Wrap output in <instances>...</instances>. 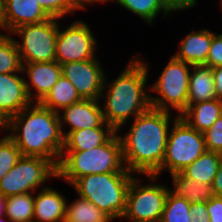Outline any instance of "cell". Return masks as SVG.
I'll return each instance as SVG.
<instances>
[{
	"instance_id": "cell-29",
	"label": "cell",
	"mask_w": 222,
	"mask_h": 222,
	"mask_svg": "<svg viewBox=\"0 0 222 222\" xmlns=\"http://www.w3.org/2000/svg\"><path fill=\"white\" fill-rule=\"evenodd\" d=\"M190 206L185 198L169 191L160 222H191Z\"/></svg>"
},
{
	"instance_id": "cell-23",
	"label": "cell",
	"mask_w": 222,
	"mask_h": 222,
	"mask_svg": "<svg viewBox=\"0 0 222 222\" xmlns=\"http://www.w3.org/2000/svg\"><path fill=\"white\" fill-rule=\"evenodd\" d=\"M81 100L82 98L77 93L73 84L62 75L39 104L52 111L61 113L60 110L63 108Z\"/></svg>"
},
{
	"instance_id": "cell-3",
	"label": "cell",
	"mask_w": 222,
	"mask_h": 222,
	"mask_svg": "<svg viewBox=\"0 0 222 222\" xmlns=\"http://www.w3.org/2000/svg\"><path fill=\"white\" fill-rule=\"evenodd\" d=\"M138 58H132L127 67L110 84L106 76L104 78L100 96L101 99L105 98L103 117L104 121L116 131L128 122L130 116L135 119L151 108L150 94L145 90L149 65L142 58Z\"/></svg>"
},
{
	"instance_id": "cell-15",
	"label": "cell",
	"mask_w": 222,
	"mask_h": 222,
	"mask_svg": "<svg viewBox=\"0 0 222 222\" xmlns=\"http://www.w3.org/2000/svg\"><path fill=\"white\" fill-rule=\"evenodd\" d=\"M22 71V73L28 74L30 79L31 83L25 79V85L28 96L33 103L34 101L39 103L62 76L61 65L56 61L22 64ZM32 88L35 89L36 95L31 93Z\"/></svg>"
},
{
	"instance_id": "cell-36",
	"label": "cell",
	"mask_w": 222,
	"mask_h": 222,
	"mask_svg": "<svg viewBox=\"0 0 222 222\" xmlns=\"http://www.w3.org/2000/svg\"><path fill=\"white\" fill-rule=\"evenodd\" d=\"M191 222H210L207 202H199L190 206Z\"/></svg>"
},
{
	"instance_id": "cell-17",
	"label": "cell",
	"mask_w": 222,
	"mask_h": 222,
	"mask_svg": "<svg viewBox=\"0 0 222 222\" xmlns=\"http://www.w3.org/2000/svg\"><path fill=\"white\" fill-rule=\"evenodd\" d=\"M36 196H34V221L64 222L67 199L62 194L42 185L41 192Z\"/></svg>"
},
{
	"instance_id": "cell-41",
	"label": "cell",
	"mask_w": 222,
	"mask_h": 222,
	"mask_svg": "<svg viewBox=\"0 0 222 222\" xmlns=\"http://www.w3.org/2000/svg\"><path fill=\"white\" fill-rule=\"evenodd\" d=\"M6 214V197L0 194V217H5Z\"/></svg>"
},
{
	"instance_id": "cell-37",
	"label": "cell",
	"mask_w": 222,
	"mask_h": 222,
	"mask_svg": "<svg viewBox=\"0 0 222 222\" xmlns=\"http://www.w3.org/2000/svg\"><path fill=\"white\" fill-rule=\"evenodd\" d=\"M214 196L222 197V156L218 166V172L211 185Z\"/></svg>"
},
{
	"instance_id": "cell-1",
	"label": "cell",
	"mask_w": 222,
	"mask_h": 222,
	"mask_svg": "<svg viewBox=\"0 0 222 222\" xmlns=\"http://www.w3.org/2000/svg\"><path fill=\"white\" fill-rule=\"evenodd\" d=\"M170 112L149 108L138 115L123 137V162L128 171L155 175L163 163L170 128Z\"/></svg>"
},
{
	"instance_id": "cell-16",
	"label": "cell",
	"mask_w": 222,
	"mask_h": 222,
	"mask_svg": "<svg viewBox=\"0 0 222 222\" xmlns=\"http://www.w3.org/2000/svg\"><path fill=\"white\" fill-rule=\"evenodd\" d=\"M5 31L9 34L17 27L41 23L51 17L37 0H5Z\"/></svg>"
},
{
	"instance_id": "cell-26",
	"label": "cell",
	"mask_w": 222,
	"mask_h": 222,
	"mask_svg": "<svg viewBox=\"0 0 222 222\" xmlns=\"http://www.w3.org/2000/svg\"><path fill=\"white\" fill-rule=\"evenodd\" d=\"M33 192L6 197L7 222H27L34 219Z\"/></svg>"
},
{
	"instance_id": "cell-22",
	"label": "cell",
	"mask_w": 222,
	"mask_h": 222,
	"mask_svg": "<svg viewBox=\"0 0 222 222\" xmlns=\"http://www.w3.org/2000/svg\"><path fill=\"white\" fill-rule=\"evenodd\" d=\"M171 176L173 188L169 191L177 197L185 198L190 204L207 202L214 196L211 185L187 178L181 172Z\"/></svg>"
},
{
	"instance_id": "cell-9",
	"label": "cell",
	"mask_w": 222,
	"mask_h": 222,
	"mask_svg": "<svg viewBox=\"0 0 222 222\" xmlns=\"http://www.w3.org/2000/svg\"><path fill=\"white\" fill-rule=\"evenodd\" d=\"M58 20L51 17L41 23L17 27L9 33L22 38L21 43L15 40L22 64L55 61Z\"/></svg>"
},
{
	"instance_id": "cell-31",
	"label": "cell",
	"mask_w": 222,
	"mask_h": 222,
	"mask_svg": "<svg viewBox=\"0 0 222 222\" xmlns=\"http://www.w3.org/2000/svg\"><path fill=\"white\" fill-rule=\"evenodd\" d=\"M43 10L52 18L61 19L69 13L74 14L75 9L73 8L70 0H37Z\"/></svg>"
},
{
	"instance_id": "cell-6",
	"label": "cell",
	"mask_w": 222,
	"mask_h": 222,
	"mask_svg": "<svg viewBox=\"0 0 222 222\" xmlns=\"http://www.w3.org/2000/svg\"><path fill=\"white\" fill-rule=\"evenodd\" d=\"M171 121L173 128L171 127L168 133L160 170L155 175H147L153 183L157 181L161 172L165 170L170 174L181 172L206 151L203 133L190 127L179 116Z\"/></svg>"
},
{
	"instance_id": "cell-12",
	"label": "cell",
	"mask_w": 222,
	"mask_h": 222,
	"mask_svg": "<svg viewBox=\"0 0 222 222\" xmlns=\"http://www.w3.org/2000/svg\"><path fill=\"white\" fill-rule=\"evenodd\" d=\"M97 58L67 62L61 65L62 75L69 80L82 99L100 100L104 85V69Z\"/></svg>"
},
{
	"instance_id": "cell-13",
	"label": "cell",
	"mask_w": 222,
	"mask_h": 222,
	"mask_svg": "<svg viewBox=\"0 0 222 222\" xmlns=\"http://www.w3.org/2000/svg\"><path fill=\"white\" fill-rule=\"evenodd\" d=\"M18 73L0 74V120L6 123L33 103L26 90V78Z\"/></svg>"
},
{
	"instance_id": "cell-28",
	"label": "cell",
	"mask_w": 222,
	"mask_h": 222,
	"mask_svg": "<svg viewBox=\"0 0 222 222\" xmlns=\"http://www.w3.org/2000/svg\"><path fill=\"white\" fill-rule=\"evenodd\" d=\"M116 2L125 10L127 9L144 19L149 25L153 24L161 11L165 16L169 14L159 0H116Z\"/></svg>"
},
{
	"instance_id": "cell-30",
	"label": "cell",
	"mask_w": 222,
	"mask_h": 222,
	"mask_svg": "<svg viewBox=\"0 0 222 222\" xmlns=\"http://www.w3.org/2000/svg\"><path fill=\"white\" fill-rule=\"evenodd\" d=\"M21 157V151L8 135L0 138V180Z\"/></svg>"
},
{
	"instance_id": "cell-32",
	"label": "cell",
	"mask_w": 222,
	"mask_h": 222,
	"mask_svg": "<svg viewBox=\"0 0 222 222\" xmlns=\"http://www.w3.org/2000/svg\"><path fill=\"white\" fill-rule=\"evenodd\" d=\"M203 136L207 151H213L222 154V115L208 130L203 132Z\"/></svg>"
},
{
	"instance_id": "cell-19",
	"label": "cell",
	"mask_w": 222,
	"mask_h": 222,
	"mask_svg": "<svg viewBox=\"0 0 222 222\" xmlns=\"http://www.w3.org/2000/svg\"><path fill=\"white\" fill-rule=\"evenodd\" d=\"M222 115V100L216 98L191 104L179 116L190 127L200 133L208 130L213 123Z\"/></svg>"
},
{
	"instance_id": "cell-24",
	"label": "cell",
	"mask_w": 222,
	"mask_h": 222,
	"mask_svg": "<svg viewBox=\"0 0 222 222\" xmlns=\"http://www.w3.org/2000/svg\"><path fill=\"white\" fill-rule=\"evenodd\" d=\"M221 156V153L206 150L192 164L183 169L181 173L187 178L212 185L218 172Z\"/></svg>"
},
{
	"instance_id": "cell-14",
	"label": "cell",
	"mask_w": 222,
	"mask_h": 222,
	"mask_svg": "<svg viewBox=\"0 0 222 222\" xmlns=\"http://www.w3.org/2000/svg\"><path fill=\"white\" fill-rule=\"evenodd\" d=\"M100 100L82 99L68 107L63 108L59 113L62 134L65 137L68 133L76 130L90 129L93 127H112L104 121L102 105ZM63 123H68L69 131L64 132Z\"/></svg>"
},
{
	"instance_id": "cell-10",
	"label": "cell",
	"mask_w": 222,
	"mask_h": 222,
	"mask_svg": "<svg viewBox=\"0 0 222 222\" xmlns=\"http://www.w3.org/2000/svg\"><path fill=\"white\" fill-rule=\"evenodd\" d=\"M169 190L157 183L142 185L140 179L133 177L122 217L129 219V222H160Z\"/></svg>"
},
{
	"instance_id": "cell-39",
	"label": "cell",
	"mask_w": 222,
	"mask_h": 222,
	"mask_svg": "<svg viewBox=\"0 0 222 222\" xmlns=\"http://www.w3.org/2000/svg\"><path fill=\"white\" fill-rule=\"evenodd\" d=\"M107 1H113V0H70L71 4L75 10L85 9V6H87L86 4H94V2L103 3V2H107Z\"/></svg>"
},
{
	"instance_id": "cell-20",
	"label": "cell",
	"mask_w": 222,
	"mask_h": 222,
	"mask_svg": "<svg viewBox=\"0 0 222 222\" xmlns=\"http://www.w3.org/2000/svg\"><path fill=\"white\" fill-rule=\"evenodd\" d=\"M117 131L113 127L76 130L64 137L62 151H86L106 143Z\"/></svg>"
},
{
	"instance_id": "cell-42",
	"label": "cell",
	"mask_w": 222,
	"mask_h": 222,
	"mask_svg": "<svg viewBox=\"0 0 222 222\" xmlns=\"http://www.w3.org/2000/svg\"><path fill=\"white\" fill-rule=\"evenodd\" d=\"M3 218H7V217H6V216H5V217H0V222H1V221H4V219H3ZM1 219H2V220H1Z\"/></svg>"
},
{
	"instance_id": "cell-38",
	"label": "cell",
	"mask_w": 222,
	"mask_h": 222,
	"mask_svg": "<svg viewBox=\"0 0 222 222\" xmlns=\"http://www.w3.org/2000/svg\"><path fill=\"white\" fill-rule=\"evenodd\" d=\"M217 98L222 100V66L212 68Z\"/></svg>"
},
{
	"instance_id": "cell-21",
	"label": "cell",
	"mask_w": 222,
	"mask_h": 222,
	"mask_svg": "<svg viewBox=\"0 0 222 222\" xmlns=\"http://www.w3.org/2000/svg\"><path fill=\"white\" fill-rule=\"evenodd\" d=\"M217 98L212 68L192 65L188 86V106Z\"/></svg>"
},
{
	"instance_id": "cell-18",
	"label": "cell",
	"mask_w": 222,
	"mask_h": 222,
	"mask_svg": "<svg viewBox=\"0 0 222 222\" xmlns=\"http://www.w3.org/2000/svg\"><path fill=\"white\" fill-rule=\"evenodd\" d=\"M211 42V31L207 29L191 31L182 39L179 50L173 56L190 65H205Z\"/></svg>"
},
{
	"instance_id": "cell-34",
	"label": "cell",
	"mask_w": 222,
	"mask_h": 222,
	"mask_svg": "<svg viewBox=\"0 0 222 222\" xmlns=\"http://www.w3.org/2000/svg\"><path fill=\"white\" fill-rule=\"evenodd\" d=\"M207 212L210 222H222V197L213 196L207 201Z\"/></svg>"
},
{
	"instance_id": "cell-8",
	"label": "cell",
	"mask_w": 222,
	"mask_h": 222,
	"mask_svg": "<svg viewBox=\"0 0 222 222\" xmlns=\"http://www.w3.org/2000/svg\"><path fill=\"white\" fill-rule=\"evenodd\" d=\"M50 177H58V168L46 158L22 156L0 180V194L4 197L37 191Z\"/></svg>"
},
{
	"instance_id": "cell-40",
	"label": "cell",
	"mask_w": 222,
	"mask_h": 222,
	"mask_svg": "<svg viewBox=\"0 0 222 222\" xmlns=\"http://www.w3.org/2000/svg\"><path fill=\"white\" fill-rule=\"evenodd\" d=\"M5 0H0V29L5 30Z\"/></svg>"
},
{
	"instance_id": "cell-33",
	"label": "cell",
	"mask_w": 222,
	"mask_h": 222,
	"mask_svg": "<svg viewBox=\"0 0 222 222\" xmlns=\"http://www.w3.org/2000/svg\"><path fill=\"white\" fill-rule=\"evenodd\" d=\"M205 66L211 68L222 66V34L212 32V42Z\"/></svg>"
},
{
	"instance_id": "cell-11",
	"label": "cell",
	"mask_w": 222,
	"mask_h": 222,
	"mask_svg": "<svg viewBox=\"0 0 222 222\" xmlns=\"http://www.w3.org/2000/svg\"><path fill=\"white\" fill-rule=\"evenodd\" d=\"M56 40L55 61L60 65L96 58L97 40L90 27L81 20L75 21L65 30H60Z\"/></svg>"
},
{
	"instance_id": "cell-25",
	"label": "cell",
	"mask_w": 222,
	"mask_h": 222,
	"mask_svg": "<svg viewBox=\"0 0 222 222\" xmlns=\"http://www.w3.org/2000/svg\"><path fill=\"white\" fill-rule=\"evenodd\" d=\"M112 219L89 200L77 198L66 202L64 222H110Z\"/></svg>"
},
{
	"instance_id": "cell-27",
	"label": "cell",
	"mask_w": 222,
	"mask_h": 222,
	"mask_svg": "<svg viewBox=\"0 0 222 222\" xmlns=\"http://www.w3.org/2000/svg\"><path fill=\"white\" fill-rule=\"evenodd\" d=\"M23 72L15 39L0 33V74Z\"/></svg>"
},
{
	"instance_id": "cell-4",
	"label": "cell",
	"mask_w": 222,
	"mask_h": 222,
	"mask_svg": "<svg viewBox=\"0 0 222 222\" xmlns=\"http://www.w3.org/2000/svg\"><path fill=\"white\" fill-rule=\"evenodd\" d=\"M116 132L106 143L86 151H62L58 165V177L68 184L91 174L130 172L126 169L122 144Z\"/></svg>"
},
{
	"instance_id": "cell-2",
	"label": "cell",
	"mask_w": 222,
	"mask_h": 222,
	"mask_svg": "<svg viewBox=\"0 0 222 222\" xmlns=\"http://www.w3.org/2000/svg\"><path fill=\"white\" fill-rule=\"evenodd\" d=\"M6 131L22 156L46 158L58 167L64 145L58 112L34 102L6 123Z\"/></svg>"
},
{
	"instance_id": "cell-5",
	"label": "cell",
	"mask_w": 222,
	"mask_h": 222,
	"mask_svg": "<svg viewBox=\"0 0 222 222\" xmlns=\"http://www.w3.org/2000/svg\"><path fill=\"white\" fill-rule=\"evenodd\" d=\"M132 174L111 172L85 175L71 185L79 197L92 202L113 220L125 213L127 192L134 177Z\"/></svg>"
},
{
	"instance_id": "cell-7",
	"label": "cell",
	"mask_w": 222,
	"mask_h": 222,
	"mask_svg": "<svg viewBox=\"0 0 222 222\" xmlns=\"http://www.w3.org/2000/svg\"><path fill=\"white\" fill-rule=\"evenodd\" d=\"M191 67L192 65L171 56L158 80L149 87L160 95H150L152 108L168 112L174 108L178 111V116L187 109Z\"/></svg>"
},
{
	"instance_id": "cell-35",
	"label": "cell",
	"mask_w": 222,
	"mask_h": 222,
	"mask_svg": "<svg viewBox=\"0 0 222 222\" xmlns=\"http://www.w3.org/2000/svg\"><path fill=\"white\" fill-rule=\"evenodd\" d=\"M163 7L169 12L183 11L196 6V0H159Z\"/></svg>"
}]
</instances>
